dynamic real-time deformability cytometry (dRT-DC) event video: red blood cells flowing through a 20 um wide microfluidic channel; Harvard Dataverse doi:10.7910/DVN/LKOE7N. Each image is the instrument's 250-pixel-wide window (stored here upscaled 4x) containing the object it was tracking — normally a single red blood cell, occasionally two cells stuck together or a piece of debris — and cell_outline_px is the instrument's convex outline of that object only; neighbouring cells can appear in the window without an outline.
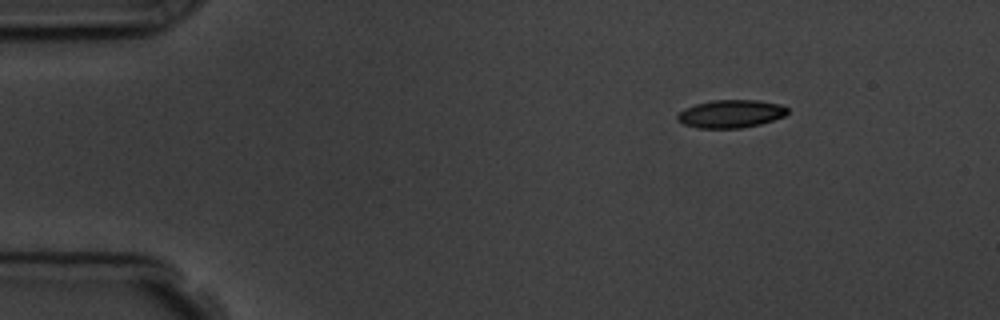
{"species": "common noctule bat (a hibernating species)", "species_latin": "Nyctalus noctula", "temperature_condition": "room temperature", "stored_images_in_passage": 9, "camera_frame_rate_fps": 3000, "um_per_image_px": 0.085, "animal": {"sex": "male", "body_mass_g": 19.5, "forearm_length_mm": 54.6}, "frame": {"image": 1, "passage_image": 1, "time_ms": 0.0, "image_size_px": [1000, 320], "cell_outline_px": [[788, 112], [784, 116], [760, 124], [740, 128], [696, 128], [684, 124], [676, 120], [676, 116], [680, 112], [696, 104], [712, 100], [756, 100], [780, 104], [788, 108]], "centroid_in_image_um": [62.12, 9.68], "position_along_channel_um": 22.9, "area_um2": 17.8}}